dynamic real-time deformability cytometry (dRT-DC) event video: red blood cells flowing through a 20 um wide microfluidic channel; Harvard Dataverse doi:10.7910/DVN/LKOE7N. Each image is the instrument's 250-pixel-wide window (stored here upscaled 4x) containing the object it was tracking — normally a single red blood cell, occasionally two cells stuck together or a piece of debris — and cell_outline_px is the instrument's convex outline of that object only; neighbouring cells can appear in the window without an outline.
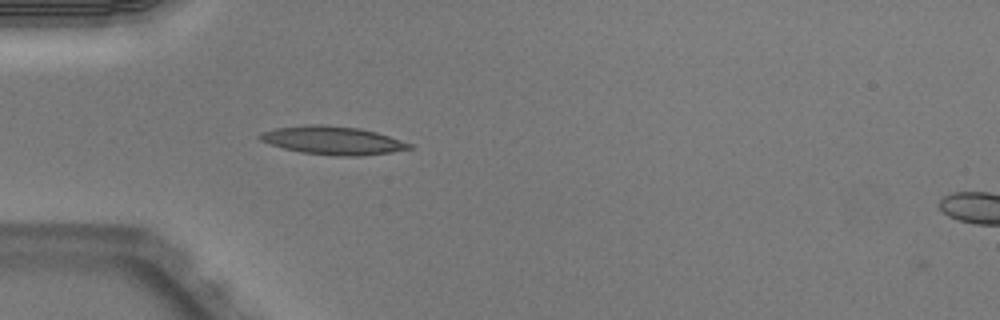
{"species": "Egyptian fruit bat (a non-hibernating species)", "species_latin": "Rousettus aegyptiacus", "temperature_condition": "warm", "stored_images_in_passage": 2, "camera_frame_rate_fps": 3000, "um_per_image_px": 0.085, "animal": {"sex": "male"}, "frame": {"image": 1, "passage_image": 1, "time_ms": 0.0, "image_size_px": [1000, 320], "cell_outline_px": [[412, 148], [392, 152], [360, 156], [340, 156], [300, 152], [284, 148], [260, 140], [256, 136], [264, 132], [276, 128], [304, 124], [324, 124], [360, 128], [376, 132], [412, 144]], "centroid_in_image_um": [28.28, 11.93], "position_along_channel_um": 56.7, "area_um2": 24.51}}